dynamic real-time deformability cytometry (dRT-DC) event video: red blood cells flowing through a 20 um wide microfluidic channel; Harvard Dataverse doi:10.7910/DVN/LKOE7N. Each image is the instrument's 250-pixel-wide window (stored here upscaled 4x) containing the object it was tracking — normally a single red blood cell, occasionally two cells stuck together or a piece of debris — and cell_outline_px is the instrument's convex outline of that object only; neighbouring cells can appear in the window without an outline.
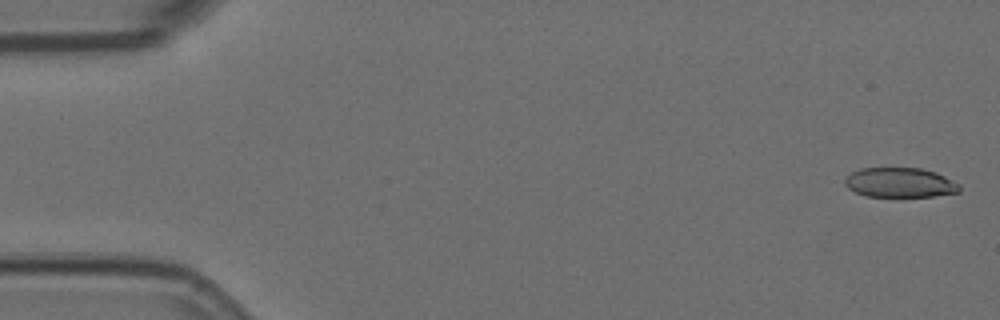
{"species": "Egyptian fruit bat (a non-hibernating species)", "species_latin": "Rousettus aegyptiacus", "temperature_condition": "room temperature", "stored_images_in_passage": 57, "camera_frame_rate_fps": 3000, "um_per_image_px": 0.085, "animal": {"sex": "female"}, "frame": {"image": 1, "passage_image": 2, "time_ms": 0.333, "image_size_px": [1000, 320], "cell_outline_px": [[960, 192], [932, 196], [864, 196], [848, 188], [844, 184], [844, 180], [852, 172], [860, 168], [920, 168], [936, 172], [960, 184]], "centroid_in_image_um": [76.49, 15.52], "position_along_channel_um": 8.5, "area_um2": 19.77}}
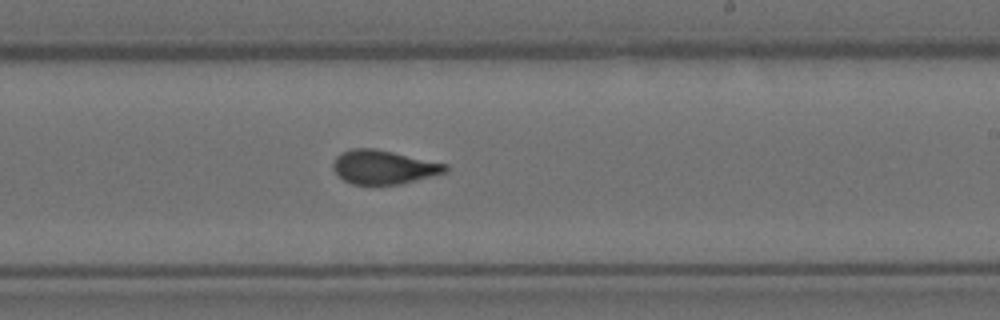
{"frame": {"image": 2, "passage_image": 34, "time_ms": 11.0, "image_size_px": [1000, 320], "cell_outline_px": [[448, 172], [400, 184], [352, 184], [344, 180], [332, 168], [332, 164], [336, 156], [352, 148], [372, 148], [392, 152], [448, 164]], "centroid_in_image_um": [32.62, 14.2], "position_along_channel_um": 256.4, "area_um2": 21.96}}
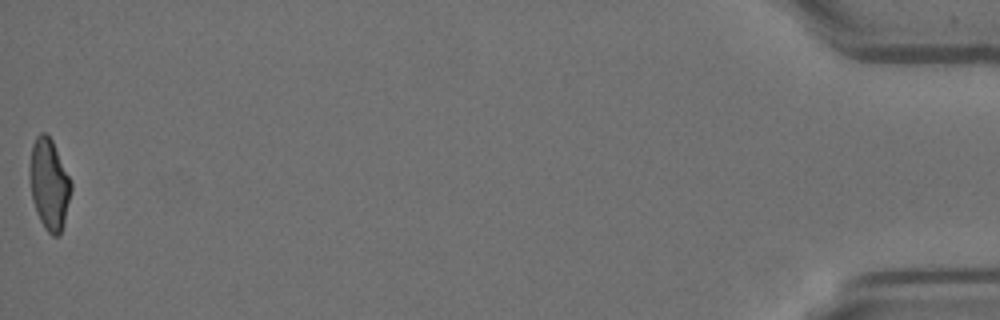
{"frame": {"image": 3, "passage_image": 57, "time_ms": 18.667, "image_size_px": [1000, 320], "cell_outline_px": [[72, 188], [60, 236], [52, 236], [44, 228], [36, 212], [32, 200], [32, 144], [36, 136], [40, 132], [44, 132], [52, 140], [72, 180]], "centroid_in_image_um": [4.23, 15.68], "position_along_channel_um": 431.0, "area_um2": 21.39}, "authors_computed_cell_mechanics": {"area_um2": 22.0218, "velocity_mm_per_s": 3.5931, "shape_relaxation_time_tau1_ms": 6.8118, "shape_relaxation_time_tau2_ms": 1.1316, "deformation_change_tau1": 0.1972, "deformation_change_tau2": 0.067}}